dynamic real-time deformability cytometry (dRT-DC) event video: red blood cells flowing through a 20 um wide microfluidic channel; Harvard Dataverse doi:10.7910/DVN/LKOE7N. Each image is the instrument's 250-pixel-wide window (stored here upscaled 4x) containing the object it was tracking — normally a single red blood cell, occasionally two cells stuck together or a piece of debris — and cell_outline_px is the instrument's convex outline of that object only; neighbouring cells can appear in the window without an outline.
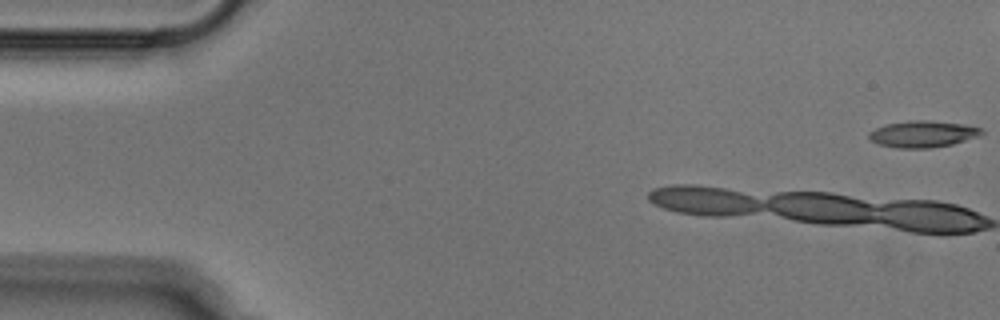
{"species": "Egyptian fruit bat (a non-hibernating species)", "species_latin": "Rousettus aegyptiacus", "temperature_condition": "cold", "stored_images_in_passage": 3, "camera_frame_rate_fps": 3000, "um_per_image_px": 0.085, "animal": {"sex": "male"}, "frame": {"image": 1, "passage_image": 1, "time_ms": 0.0, "image_size_px": [1000, 320], "cell_outline_px": [[984, 132], [980, 136], [952, 144], [932, 148], [896, 148], [880, 144], [872, 140], [868, 136], [868, 132], [876, 128], [888, 124], [908, 120], [928, 120], [964, 124], [984, 128]], "centroid_in_image_um": [78.49, 11.39], "position_along_channel_um": 6.5, "area_um2": 17.51}}